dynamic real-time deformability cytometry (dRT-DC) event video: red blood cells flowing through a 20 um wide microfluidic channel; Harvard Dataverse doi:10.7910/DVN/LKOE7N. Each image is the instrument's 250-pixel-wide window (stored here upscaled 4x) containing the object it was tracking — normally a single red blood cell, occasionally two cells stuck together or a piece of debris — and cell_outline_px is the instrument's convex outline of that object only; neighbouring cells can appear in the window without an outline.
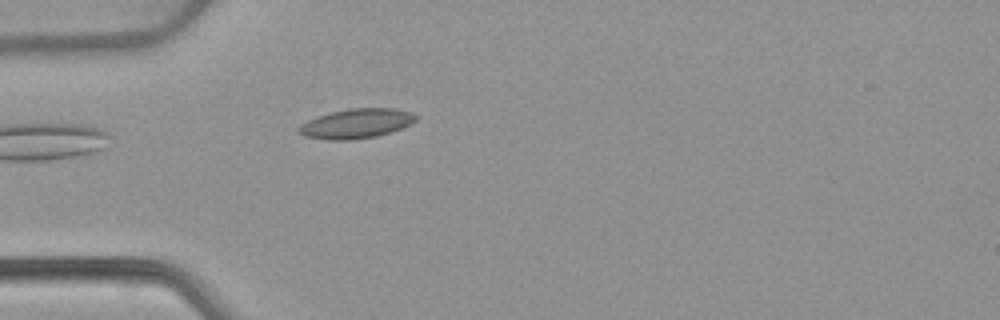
{"species": "common noctule bat (a hibernating species)", "species_latin": "Nyctalus noctula", "temperature_condition": "warm", "stored_images_in_passage": 19, "camera_frame_rate_fps": 3000, "um_per_image_px": 0.085, "animal": {"sex": "female", "body_mass_g": 22.7, "forearm_length_mm": 54.2}, "frame": {"image": 1, "passage_image": 3, "time_ms": 0.667, "image_size_px": [1000, 320], "cell_outline_px": [[420, 116], [416, 120], [392, 132], [376, 136], [352, 140], [328, 140], [304, 136], [296, 132], [296, 128], [300, 124], [316, 116], [348, 108], [392, 108], [412, 112]], "centroid_in_image_um": [30.25, 10.5], "position_along_channel_um": 54.7, "area_um2": 20.4}}
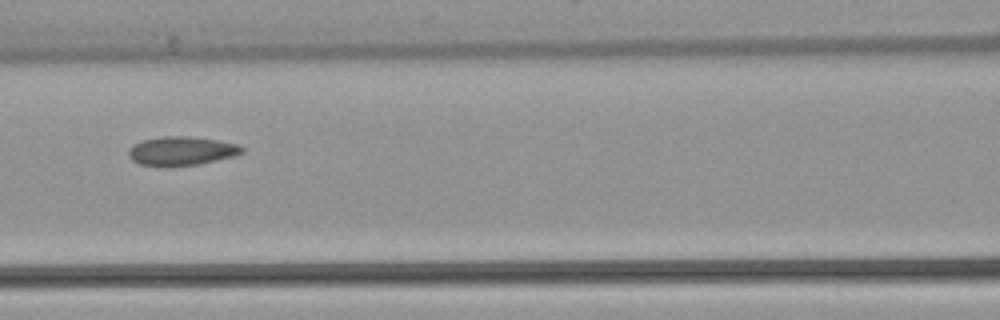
{"frame": {"image": 2, "passage_image": 11, "time_ms": 3.333, "image_size_px": [1000, 320], "cell_outline_px": [[244, 152], [232, 156], [200, 164], [168, 168], [164, 168], [140, 164], [132, 160], [128, 156], [128, 152], [136, 144], [144, 140], [164, 136], [188, 136], [216, 140], [240, 144], [244, 148]], "centroid_in_image_um": [15.44, 12.86], "position_along_channel_um": 151.2, "area_um2": 19.25}}
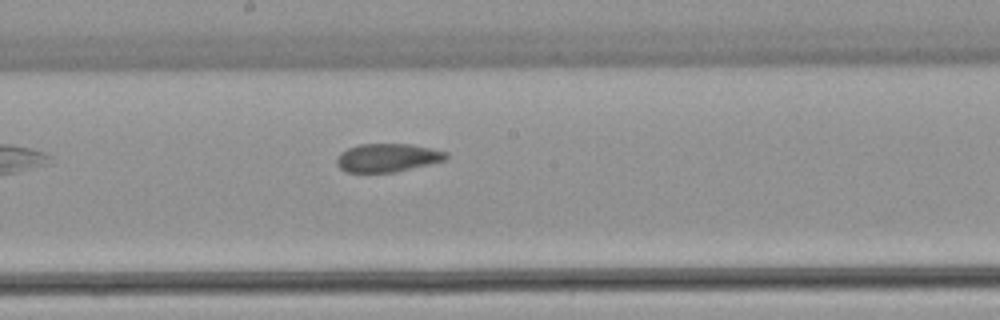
{"frame": {"image": 3, "passage_image": 16, "time_ms": 5.0, "image_size_px": [1000, 320], "cell_outline_px": [[448, 160], [396, 172], [348, 172], [340, 168], [336, 164], [336, 156], [340, 152], [348, 148], [360, 144], [412, 144], [432, 148], [448, 152]], "centroid_in_image_um": [32.97, 13.4], "position_along_channel_um": 215.2, "area_um2": 18.32}}